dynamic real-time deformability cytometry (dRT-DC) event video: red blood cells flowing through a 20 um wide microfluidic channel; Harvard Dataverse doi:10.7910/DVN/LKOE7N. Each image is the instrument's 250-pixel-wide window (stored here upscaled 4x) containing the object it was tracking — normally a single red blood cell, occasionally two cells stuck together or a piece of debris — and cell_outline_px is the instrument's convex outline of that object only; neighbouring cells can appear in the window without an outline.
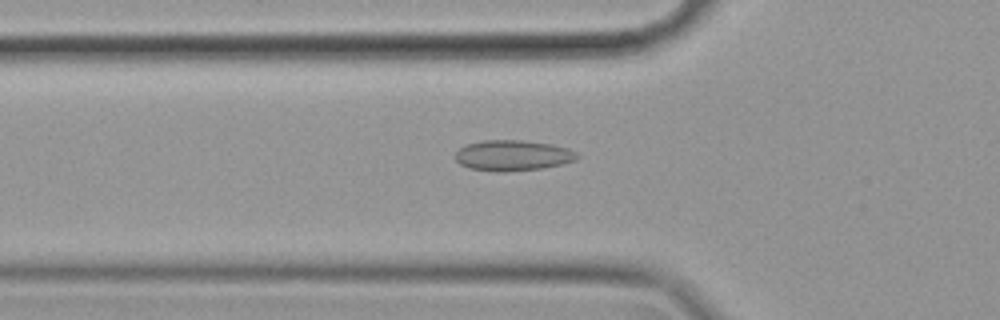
{"species": "common noctule bat (a hibernating species)", "species_latin": "Nyctalus noctula", "temperature_condition": "cold", "stored_images_in_passage": 57, "camera_frame_rate_fps": 3000, "um_per_image_px": 0.085, "animal": {"sex": "female", "body_mass_g": 19.9}, "frame": {"image": 1, "passage_image": 19, "time_ms": 6.0, "image_size_px": [1000, 320], "cell_outline_px": [[580, 156], [576, 160], [560, 164], [540, 168], [504, 172], [496, 172], [468, 168], [460, 164], [456, 160], [456, 152], [464, 144], [484, 140], [520, 140], [552, 144], [568, 148], [576, 152]], "centroid_in_image_um": [43.56, 13.21], "position_along_channel_um": 82.2, "area_um2": 21.79}}
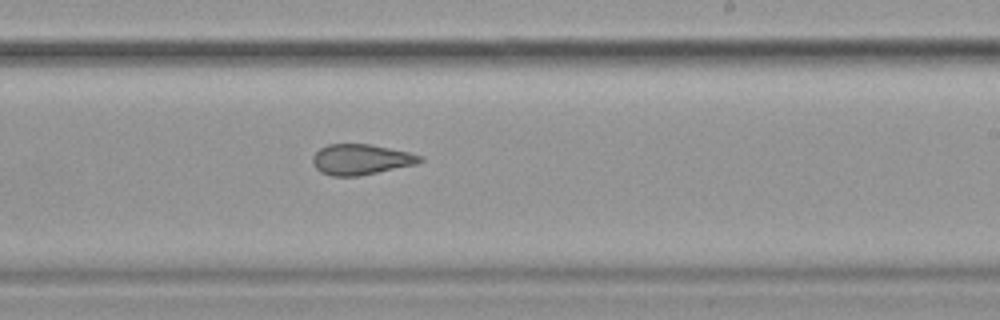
{"frame": {"image": 2, "passage_image": 34, "time_ms": 11.0, "image_size_px": [1000, 320], "cell_outline_px": [[424, 160], [416, 164], [360, 176], [332, 176], [320, 172], [312, 164], [312, 156], [320, 148], [328, 144], [372, 144], [408, 152], [424, 156]], "centroid_in_image_um": [30.67, 13.55], "position_along_channel_um": 258.3, "area_um2": 19.25}}
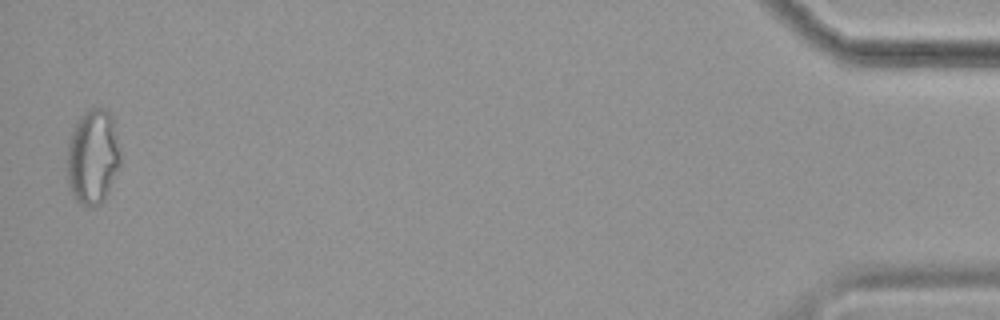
{"frame": {"image": 3, "passage_image": 56, "time_ms": 18.333, "image_size_px": [1000, 320], "cell_outline_px": [[120, 164], [104, 200], [100, 204], [92, 208], [88, 208], [76, 200], [68, 184], [68, 144], [76, 120], [88, 108], [104, 108], [112, 112], [120, 148]], "centroid_in_image_um": [7.91, 13.3], "position_along_channel_um": 427.3, "area_um2": 29.71}, "authors_computed_cell_mechanics": {"area_um2": 21.7906, "velocity_mm_per_s": 3.52, "shape_relaxation_time_tau1_ms": null, "shape_relaxation_time_tau2_ms": 3.0038, "deformation_change_tau1": null, "deformation_change_tau2": 0.0804}}